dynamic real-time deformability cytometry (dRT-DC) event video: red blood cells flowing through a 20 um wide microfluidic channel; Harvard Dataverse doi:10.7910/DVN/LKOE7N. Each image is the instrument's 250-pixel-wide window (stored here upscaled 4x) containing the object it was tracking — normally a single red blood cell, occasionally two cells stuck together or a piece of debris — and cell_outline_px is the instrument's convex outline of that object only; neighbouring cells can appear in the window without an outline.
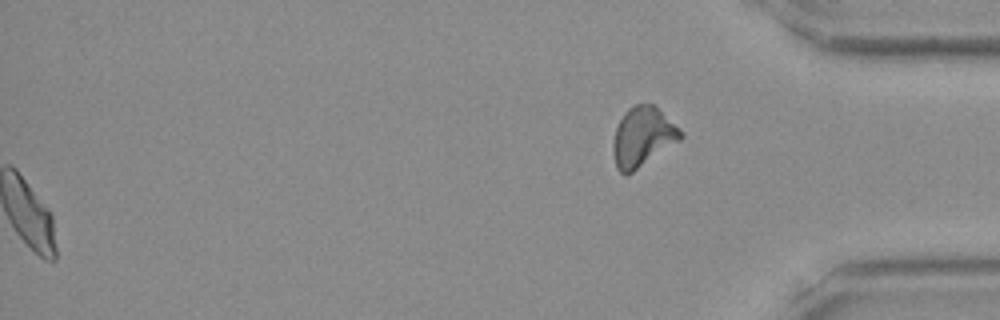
{"species": "Egyptian fruit bat (a non-hibernating species)", "species_latin": "Rousettus aegyptiacus", "temperature_condition": "room temperature", "stored_images_in_passage": 49, "segment_of_instrument_passage": [2, 2], "camera_frame_rate_fps": 3000, "um_per_image_px": 0.085, "frame": {"image": 1, "passage_image": 49, "time_ms": 16.0, "image_size_px": [1000, 320], "cell_outline_px": [[684, 136], [680, 140], [632, 172], [624, 176], [616, 168], [612, 152], [612, 144], [616, 128], [624, 112], [628, 108], [636, 104], [652, 104], [680, 128], [684, 132]], "centroid_in_image_um": [54.61, 11.64], "position_along_channel_um": 380.6, "area_um2": 23.29}}